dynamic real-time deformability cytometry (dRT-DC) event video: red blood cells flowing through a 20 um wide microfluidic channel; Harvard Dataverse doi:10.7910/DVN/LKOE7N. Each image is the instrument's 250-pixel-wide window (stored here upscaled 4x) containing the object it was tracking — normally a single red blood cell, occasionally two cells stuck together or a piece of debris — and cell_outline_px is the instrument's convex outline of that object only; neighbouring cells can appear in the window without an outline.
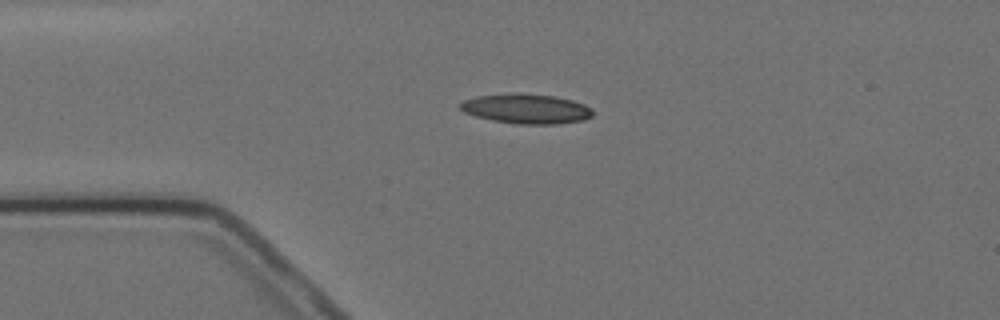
{"species": "Egyptian fruit bat (a non-hibernating species)", "species_latin": "Rousettus aegyptiacus", "temperature_condition": "cold", "stored_images_in_passage": 4, "camera_frame_rate_fps": 3000, "um_per_image_px": 0.085, "animal": {"sex": "female"}, "frame": {"image": 1, "passage_image": 3, "time_ms": 2.333, "image_size_px": [1000, 320], "cell_outline_px": [[592, 116], [584, 120], [556, 124], [516, 124], [492, 120], [476, 116], [464, 112], [460, 108], [460, 104], [464, 100], [476, 96], [512, 92], [520, 92], [556, 96], [572, 100], [584, 104], [592, 108]], "centroid_in_image_um": [44.74, 9.23], "position_along_channel_um": 40.3, "area_um2": 23.24}}